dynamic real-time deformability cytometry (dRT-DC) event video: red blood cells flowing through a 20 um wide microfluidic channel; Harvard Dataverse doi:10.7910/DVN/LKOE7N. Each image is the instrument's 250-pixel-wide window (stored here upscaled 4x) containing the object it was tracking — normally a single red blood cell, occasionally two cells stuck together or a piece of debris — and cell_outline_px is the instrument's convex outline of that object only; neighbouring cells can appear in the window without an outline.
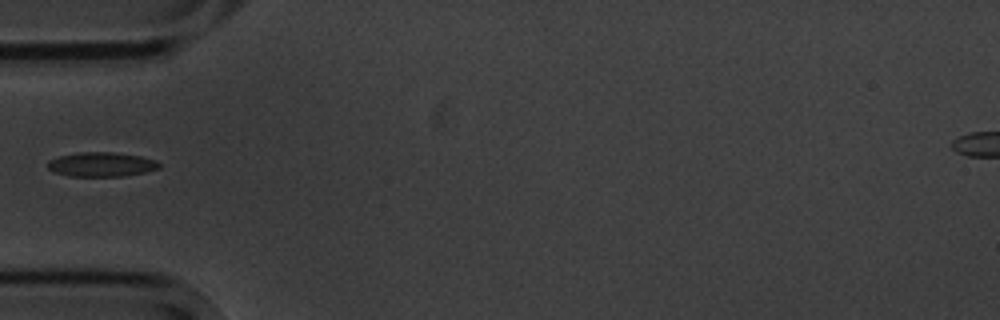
{"species": "common noctule bat (a hibernating species)", "species_latin": "Nyctalus noctula", "temperature_condition": "cold", "stored_images_in_passage": 1, "camera_frame_rate_fps": 3000, "um_per_image_px": 0.085, "animal": {"sex": "male", "body_mass_g": 20.1, "forearm_length_mm": 53.5}, "frame": {"image": 1, "passage_image": 1, "time_ms": 0.0, "image_size_px": [1000, 320], "cell_outline_px": [[160, 168], [128, 176], [68, 176], [52, 172], [48, 168], [48, 160], [60, 156], [80, 152], [112, 152], [140, 156], [156, 160], [160, 164]], "centroid_in_image_um": [8.61, 13.98], "position_along_channel_um": 76.4, "area_um2": 15.9}}